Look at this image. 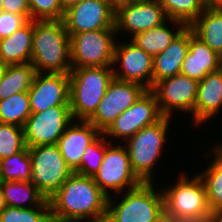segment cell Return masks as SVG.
<instances>
[{"label": "cell", "instance_id": "24", "mask_svg": "<svg viewBox=\"0 0 222 222\" xmlns=\"http://www.w3.org/2000/svg\"><path fill=\"white\" fill-rule=\"evenodd\" d=\"M189 27L200 40L222 57V8H205Z\"/></svg>", "mask_w": 222, "mask_h": 222}, {"label": "cell", "instance_id": "6", "mask_svg": "<svg viewBox=\"0 0 222 222\" xmlns=\"http://www.w3.org/2000/svg\"><path fill=\"white\" fill-rule=\"evenodd\" d=\"M171 121V117H163L155 124L140 129L123 143L133 171L143 182L156 181L153 175H156L155 168L160 164L158 161L161 160L160 156L166 149L164 146L170 139L168 132L171 130Z\"/></svg>", "mask_w": 222, "mask_h": 222}, {"label": "cell", "instance_id": "30", "mask_svg": "<svg viewBox=\"0 0 222 222\" xmlns=\"http://www.w3.org/2000/svg\"><path fill=\"white\" fill-rule=\"evenodd\" d=\"M0 222H52L49 199L33 208L6 206L0 212Z\"/></svg>", "mask_w": 222, "mask_h": 222}, {"label": "cell", "instance_id": "15", "mask_svg": "<svg viewBox=\"0 0 222 222\" xmlns=\"http://www.w3.org/2000/svg\"><path fill=\"white\" fill-rule=\"evenodd\" d=\"M72 121L70 106H54L43 112L31 113L23 127L26 146L57 144Z\"/></svg>", "mask_w": 222, "mask_h": 222}, {"label": "cell", "instance_id": "28", "mask_svg": "<svg viewBox=\"0 0 222 222\" xmlns=\"http://www.w3.org/2000/svg\"><path fill=\"white\" fill-rule=\"evenodd\" d=\"M32 162L29 149L0 160V181H31Z\"/></svg>", "mask_w": 222, "mask_h": 222}, {"label": "cell", "instance_id": "2", "mask_svg": "<svg viewBox=\"0 0 222 222\" xmlns=\"http://www.w3.org/2000/svg\"><path fill=\"white\" fill-rule=\"evenodd\" d=\"M31 64L36 73H70V36L63 20H33Z\"/></svg>", "mask_w": 222, "mask_h": 222}, {"label": "cell", "instance_id": "37", "mask_svg": "<svg viewBox=\"0 0 222 222\" xmlns=\"http://www.w3.org/2000/svg\"><path fill=\"white\" fill-rule=\"evenodd\" d=\"M215 141H216V143H215ZM215 141H213L214 145H211V149L209 147V152L206 151V146H204L205 152L207 153V155H206V153L204 155L207 157L206 159H209L211 157V160H210L211 162L209 164L216 171L222 172V141L221 140L220 141L215 140Z\"/></svg>", "mask_w": 222, "mask_h": 222}, {"label": "cell", "instance_id": "26", "mask_svg": "<svg viewBox=\"0 0 222 222\" xmlns=\"http://www.w3.org/2000/svg\"><path fill=\"white\" fill-rule=\"evenodd\" d=\"M36 70L31 63L7 65L0 84V99H6L15 93L28 92Z\"/></svg>", "mask_w": 222, "mask_h": 222}, {"label": "cell", "instance_id": "41", "mask_svg": "<svg viewBox=\"0 0 222 222\" xmlns=\"http://www.w3.org/2000/svg\"><path fill=\"white\" fill-rule=\"evenodd\" d=\"M6 203H5V200H4V196H3V193H2V190H1V187H0V212L6 207Z\"/></svg>", "mask_w": 222, "mask_h": 222}, {"label": "cell", "instance_id": "5", "mask_svg": "<svg viewBox=\"0 0 222 222\" xmlns=\"http://www.w3.org/2000/svg\"><path fill=\"white\" fill-rule=\"evenodd\" d=\"M114 78L112 66L72 68L69 73V105L73 120L88 121Z\"/></svg>", "mask_w": 222, "mask_h": 222}, {"label": "cell", "instance_id": "33", "mask_svg": "<svg viewBox=\"0 0 222 222\" xmlns=\"http://www.w3.org/2000/svg\"><path fill=\"white\" fill-rule=\"evenodd\" d=\"M105 155V136L101 134L86 149L80 167L75 171L83 176L94 177L98 172Z\"/></svg>", "mask_w": 222, "mask_h": 222}, {"label": "cell", "instance_id": "39", "mask_svg": "<svg viewBox=\"0 0 222 222\" xmlns=\"http://www.w3.org/2000/svg\"><path fill=\"white\" fill-rule=\"evenodd\" d=\"M163 222H208V221H198L195 219L174 218L170 216H165Z\"/></svg>", "mask_w": 222, "mask_h": 222}, {"label": "cell", "instance_id": "29", "mask_svg": "<svg viewBox=\"0 0 222 222\" xmlns=\"http://www.w3.org/2000/svg\"><path fill=\"white\" fill-rule=\"evenodd\" d=\"M163 7L168 19L178 20L189 26L205 9L202 0H156Z\"/></svg>", "mask_w": 222, "mask_h": 222}, {"label": "cell", "instance_id": "34", "mask_svg": "<svg viewBox=\"0 0 222 222\" xmlns=\"http://www.w3.org/2000/svg\"><path fill=\"white\" fill-rule=\"evenodd\" d=\"M31 20H63L65 11L59 0H28Z\"/></svg>", "mask_w": 222, "mask_h": 222}, {"label": "cell", "instance_id": "36", "mask_svg": "<svg viewBox=\"0 0 222 222\" xmlns=\"http://www.w3.org/2000/svg\"><path fill=\"white\" fill-rule=\"evenodd\" d=\"M4 12L19 14L31 20V12L28 0H2Z\"/></svg>", "mask_w": 222, "mask_h": 222}, {"label": "cell", "instance_id": "14", "mask_svg": "<svg viewBox=\"0 0 222 222\" xmlns=\"http://www.w3.org/2000/svg\"><path fill=\"white\" fill-rule=\"evenodd\" d=\"M63 22L69 36L115 29V6L109 0H80L65 11Z\"/></svg>", "mask_w": 222, "mask_h": 222}, {"label": "cell", "instance_id": "35", "mask_svg": "<svg viewBox=\"0 0 222 222\" xmlns=\"http://www.w3.org/2000/svg\"><path fill=\"white\" fill-rule=\"evenodd\" d=\"M29 20L19 14L0 13V40L10 36L14 31L24 26Z\"/></svg>", "mask_w": 222, "mask_h": 222}, {"label": "cell", "instance_id": "20", "mask_svg": "<svg viewBox=\"0 0 222 222\" xmlns=\"http://www.w3.org/2000/svg\"><path fill=\"white\" fill-rule=\"evenodd\" d=\"M222 68V57L200 40L190 28L189 51L182 63L180 74L198 82L208 73Z\"/></svg>", "mask_w": 222, "mask_h": 222}, {"label": "cell", "instance_id": "19", "mask_svg": "<svg viewBox=\"0 0 222 222\" xmlns=\"http://www.w3.org/2000/svg\"><path fill=\"white\" fill-rule=\"evenodd\" d=\"M222 111V68L210 72L198 82L191 124L198 128ZM207 121V122H206Z\"/></svg>", "mask_w": 222, "mask_h": 222}, {"label": "cell", "instance_id": "1", "mask_svg": "<svg viewBox=\"0 0 222 222\" xmlns=\"http://www.w3.org/2000/svg\"><path fill=\"white\" fill-rule=\"evenodd\" d=\"M108 196L93 177L73 172L49 198L52 222H105Z\"/></svg>", "mask_w": 222, "mask_h": 222}, {"label": "cell", "instance_id": "22", "mask_svg": "<svg viewBox=\"0 0 222 222\" xmlns=\"http://www.w3.org/2000/svg\"><path fill=\"white\" fill-rule=\"evenodd\" d=\"M33 20L0 40V64L4 66L31 63Z\"/></svg>", "mask_w": 222, "mask_h": 222}, {"label": "cell", "instance_id": "43", "mask_svg": "<svg viewBox=\"0 0 222 222\" xmlns=\"http://www.w3.org/2000/svg\"><path fill=\"white\" fill-rule=\"evenodd\" d=\"M115 7L121 3H127V0H109Z\"/></svg>", "mask_w": 222, "mask_h": 222}, {"label": "cell", "instance_id": "27", "mask_svg": "<svg viewBox=\"0 0 222 222\" xmlns=\"http://www.w3.org/2000/svg\"><path fill=\"white\" fill-rule=\"evenodd\" d=\"M31 113L28 92H19L0 99V123L24 127Z\"/></svg>", "mask_w": 222, "mask_h": 222}, {"label": "cell", "instance_id": "7", "mask_svg": "<svg viewBox=\"0 0 222 222\" xmlns=\"http://www.w3.org/2000/svg\"><path fill=\"white\" fill-rule=\"evenodd\" d=\"M93 179L108 197L143 183L131 167L126 147L121 143H111L106 138L104 159Z\"/></svg>", "mask_w": 222, "mask_h": 222}, {"label": "cell", "instance_id": "23", "mask_svg": "<svg viewBox=\"0 0 222 222\" xmlns=\"http://www.w3.org/2000/svg\"><path fill=\"white\" fill-rule=\"evenodd\" d=\"M185 27L186 25L181 21L167 19L158 26L138 33L130 40L144 52L154 57L163 52Z\"/></svg>", "mask_w": 222, "mask_h": 222}, {"label": "cell", "instance_id": "9", "mask_svg": "<svg viewBox=\"0 0 222 222\" xmlns=\"http://www.w3.org/2000/svg\"><path fill=\"white\" fill-rule=\"evenodd\" d=\"M28 149L32 162L31 182L49 199L73 171L66 165L57 144Z\"/></svg>", "mask_w": 222, "mask_h": 222}, {"label": "cell", "instance_id": "8", "mask_svg": "<svg viewBox=\"0 0 222 222\" xmlns=\"http://www.w3.org/2000/svg\"><path fill=\"white\" fill-rule=\"evenodd\" d=\"M116 35V29H101L70 36L72 68L112 66Z\"/></svg>", "mask_w": 222, "mask_h": 222}, {"label": "cell", "instance_id": "10", "mask_svg": "<svg viewBox=\"0 0 222 222\" xmlns=\"http://www.w3.org/2000/svg\"><path fill=\"white\" fill-rule=\"evenodd\" d=\"M163 117L155 94L150 89H147L141 97L126 111L120 114L102 134L111 143L117 140L115 143L123 144L140 129L155 124ZM119 139L120 141H118Z\"/></svg>", "mask_w": 222, "mask_h": 222}, {"label": "cell", "instance_id": "12", "mask_svg": "<svg viewBox=\"0 0 222 222\" xmlns=\"http://www.w3.org/2000/svg\"><path fill=\"white\" fill-rule=\"evenodd\" d=\"M146 90L147 88L137 82L113 78L97 110L88 121L103 133L112 122L132 106Z\"/></svg>", "mask_w": 222, "mask_h": 222}, {"label": "cell", "instance_id": "45", "mask_svg": "<svg viewBox=\"0 0 222 222\" xmlns=\"http://www.w3.org/2000/svg\"><path fill=\"white\" fill-rule=\"evenodd\" d=\"M144 1H151V0H127V2H144Z\"/></svg>", "mask_w": 222, "mask_h": 222}, {"label": "cell", "instance_id": "13", "mask_svg": "<svg viewBox=\"0 0 222 222\" xmlns=\"http://www.w3.org/2000/svg\"><path fill=\"white\" fill-rule=\"evenodd\" d=\"M127 39L119 41L118 38L116 42L112 64L113 76L119 80L137 82L151 89L153 87V57Z\"/></svg>", "mask_w": 222, "mask_h": 222}, {"label": "cell", "instance_id": "46", "mask_svg": "<svg viewBox=\"0 0 222 222\" xmlns=\"http://www.w3.org/2000/svg\"><path fill=\"white\" fill-rule=\"evenodd\" d=\"M4 11L2 0H0V13Z\"/></svg>", "mask_w": 222, "mask_h": 222}, {"label": "cell", "instance_id": "11", "mask_svg": "<svg viewBox=\"0 0 222 222\" xmlns=\"http://www.w3.org/2000/svg\"><path fill=\"white\" fill-rule=\"evenodd\" d=\"M197 88V80L177 74L156 82L150 90L156 96L161 114L173 119L172 116L177 112H181V115L184 112L192 117Z\"/></svg>", "mask_w": 222, "mask_h": 222}, {"label": "cell", "instance_id": "31", "mask_svg": "<svg viewBox=\"0 0 222 222\" xmlns=\"http://www.w3.org/2000/svg\"><path fill=\"white\" fill-rule=\"evenodd\" d=\"M208 163L197 174L204 182L208 206L215 215L222 212V172L216 171Z\"/></svg>", "mask_w": 222, "mask_h": 222}, {"label": "cell", "instance_id": "18", "mask_svg": "<svg viewBox=\"0 0 222 222\" xmlns=\"http://www.w3.org/2000/svg\"><path fill=\"white\" fill-rule=\"evenodd\" d=\"M102 133L89 121L73 120L58 140V147L66 165L75 172L81 165L85 149Z\"/></svg>", "mask_w": 222, "mask_h": 222}, {"label": "cell", "instance_id": "44", "mask_svg": "<svg viewBox=\"0 0 222 222\" xmlns=\"http://www.w3.org/2000/svg\"><path fill=\"white\" fill-rule=\"evenodd\" d=\"M4 65L3 64H0V84H1V80H2V77L4 75Z\"/></svg>", "mask_w": 222, "mask_h": 222}, {"label": "cell", "instance_id": "25", "mask_svg": "<svg viewBox=\"0 0 222 222\" xmlns=\"http://www.w3.org/2000/svg\"><path fill=\"white\" fill-rule=\"evenodd\" d=\"M0 187L7 206L33 208L47 200L31 181H0Z\"/></svg>", "mask_w": 222, "mask_h": 222}, {"label": "cell", "instance_id": "16", "mask_svg": "<svg viewBox=\"0 0 222 222\" xmlns=\"http://www.w3.org/2000/svg\"><path fill=\"white\" fill-rule=\"evenodd\" d=\"M167 19L163 7L156 0L121 3L115 7V29L119 38L128 34L127 37L131 39Z\"/></svg>", "mask_w": 222, "mask_h": 222}, {"label": "cell", "instance_id": "40", "mask_svg": "<svg viewBox=\"0 0 222 222\" xmlns=\"http://www.w3.org/2000/svg\"><path fill=\"white\" fill-rule=\"evenodd\" d=\"M80 0H59V3L64 11H66L69 7L77 4Z\"/></svg>", "mask_w": 222, "mask_h": 222}, {"label": "cell", "instance_id": "32", "mask_svg": "<svg viewBox=\"0 0 222 222\" xmlns=\"http://www.w3.org/2000/svg\"><path fill=\"white\" fill-rule=\"evenodd\" d=\"M25 147L23 127L0 123V160L22 151Z\"/></svg>", "mask_w": 222, "mask_h": 222}, {"label": "cell", "instance_id": "21", "mask_svg": "<svg viewBox=\"0 0 222 222\" xmlns=\"http://www.w3.org/2000/svg\"><path fill=\"white\" fill-rule=\"evenodd\" d=\"M189 45L190 27L186 26L163 52L153 57V85L162 79L180 74Z\"/></svg>", "mask_w": 222, "mask_h": 222}, {"label": "cell", "instance_id": "17", "mask_svg": "<svg viewBox=\"0 0 222 222\" xmlns=\"http://www.w3.org/2000/svg\"><path fill=\"white\" fill-rule=\"evenodd\" d=\"M28 96L32 113L43 112L54 106H70L69 74L36 73Z\"/></svg>", "mask_w": 222, "mask_h": 222}, {"label": "cell", "instance_id": "3", "mask_svg": "<svg viewBox=\"0 0 222 222\" xmlns=\"http://www.w3.org/2000/svg\"><path fill=\"white\" fill-rule=\"evenodd\" d=\"M155 183L143 182L136 188L109 196L105 222H163L164 197Z\"/></svg>", "mask_w": 222, "mask_h": 222}, {"label": "cell", "instance_id": "4", "mask_svg": "<svg viewBox=\"0 0 222 222\" xmlns=\"http://www.w3.org/2000/svg\"><path fill=\"white\" fill-rule=\"evenodd\" d=\"M187 172L183 169L178 173L173 185L171 181L166 187L160 184L165 216L209 222L214 214L208 206L204 182L197 173L190 176Z\"/></svg>", "mask_w": 222, "mask_h": 222}, {"label": "cell", "instance_id": "42", "mask_svg": "<svg viewBox=\"0 0 222 222\" xmlns=\"http://www.w3.org/2000/svg\"><path fill=\"white\" fill-rule=\"evenodd\" d=\"M209 222H222V212L214 215V218Z\"/></svg>", "mask_w": 222, "mask_h": 222}, {"label": "cell", "instance_id": "38", "mask_svg": "<svg viewBox=\"0 0 222 222\" xmlns=\"http://www.w3.org/2000/svg\"><path fill=\"white\" fill-rule=\"evenodd\" d=\"M204 8H222V0H202Z\"/></svg>", "mask_w": 222, "mask_h": 222}]
</instances>
